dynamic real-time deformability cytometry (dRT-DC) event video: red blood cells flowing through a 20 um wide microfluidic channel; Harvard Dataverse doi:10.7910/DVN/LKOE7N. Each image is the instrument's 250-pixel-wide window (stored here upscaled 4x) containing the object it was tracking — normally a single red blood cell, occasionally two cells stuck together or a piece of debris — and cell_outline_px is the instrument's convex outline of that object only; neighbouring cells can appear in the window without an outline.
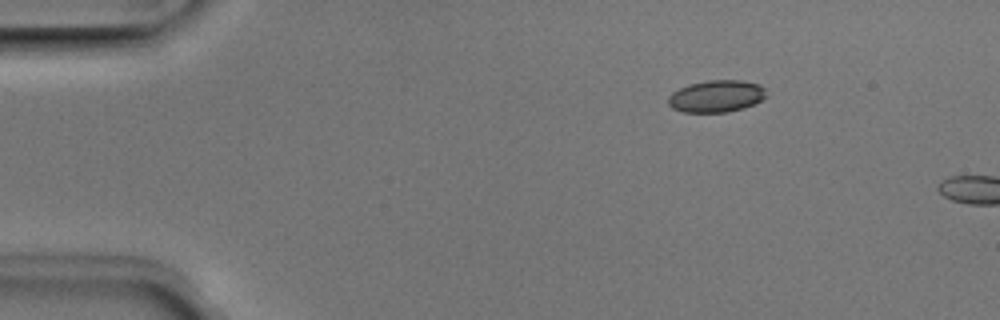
{"species": "Egyptian fruit bat (a non-hibernating species)", "species_latin": "Rousettus aegyptiacus", "temperature_condition": "room temperature", "stored_images_in_passage": 4, "camera_frame_rate_fps": 3000, "um_per_image_px": 0.085, "animal": {"sex": "male"}, "frame": {"image": 1, "passage_image": 1, "time_ms": 0.0, "image_size_px": [1000, 320], "cell_outline_px": [[768, 96], [744, 108], [728, 112], [684, 112], [672, 108], [668, 104], [668, 96], [672, 92], [688, 84], [708, 80], [744, 80], [760, 84], [764, 88]], "centroid_in_image_um": [60.89, 8.17], "position_along_channel_um": 24.1, "area_um2": 18.44}}